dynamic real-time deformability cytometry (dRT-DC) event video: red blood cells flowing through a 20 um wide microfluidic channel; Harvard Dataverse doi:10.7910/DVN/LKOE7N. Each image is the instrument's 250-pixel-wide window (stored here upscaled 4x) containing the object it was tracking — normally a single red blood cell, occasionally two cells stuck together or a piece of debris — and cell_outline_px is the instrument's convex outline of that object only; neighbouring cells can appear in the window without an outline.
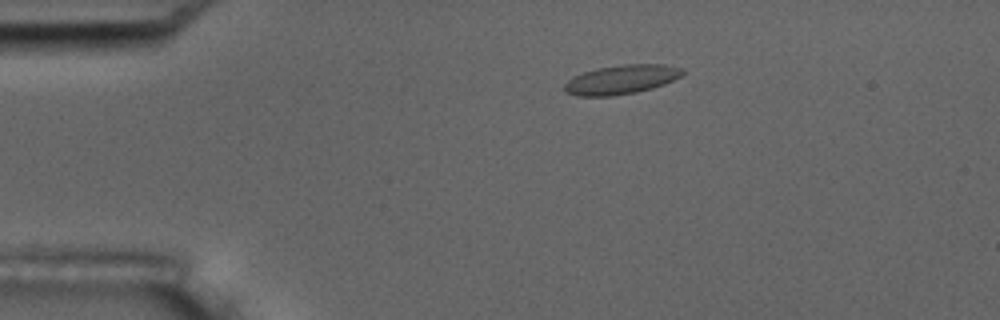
{"species": "common noctule bat (a hibernating species)", "species_latin": "Nyctalus noctula", "temperature_condition": "room temperature", "stored_images_in_passage": 5, "camera_frame_rate_fps": 3000, "um_per_image_px": 0.085, "animal": {"sex": "male", "body_mass_g": 17.5, "forearm_length_mm": 52.3}, "frame": {"image": 1, "passage_image": 1, "time_ms": 0.0, "image_size_px": [1000, 320], "cell_outline_px": [[684, 72], [680, 76], [664, 84], [652, 88], [636, 92], [612, 96], [576, 96], [564, 92], [564, 84], [572, 76], [596, 68], [624, 64], [664, 64], [684, 68]], "centroid_in_image_um": [52.79, 6.76], "position_along_channel_um": 32.2, "area_um2": 20.17}}
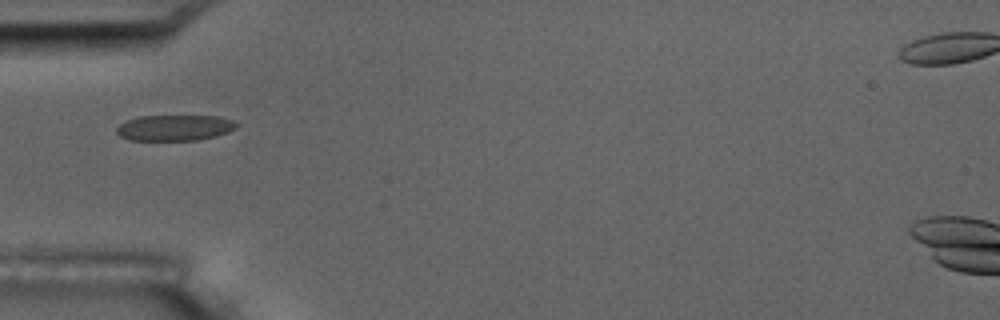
{"frame": {"image": 2, "passage_image": 3, "time_ms": 2.333, "image_size_px": [1000, 320], "cell_outline_px": [[240, 124], [236, 128], [228, 132], [216, 136], [196, 140], [128, 140], [120, 136], [116, 132], [116, 128], [124, 120], [136, 116], [220, 116], [232, 120]], "centroid_in_image_um": [14.83, 10.85], "position_along_channel_um": 70.2, "area_um2": 18.26}}